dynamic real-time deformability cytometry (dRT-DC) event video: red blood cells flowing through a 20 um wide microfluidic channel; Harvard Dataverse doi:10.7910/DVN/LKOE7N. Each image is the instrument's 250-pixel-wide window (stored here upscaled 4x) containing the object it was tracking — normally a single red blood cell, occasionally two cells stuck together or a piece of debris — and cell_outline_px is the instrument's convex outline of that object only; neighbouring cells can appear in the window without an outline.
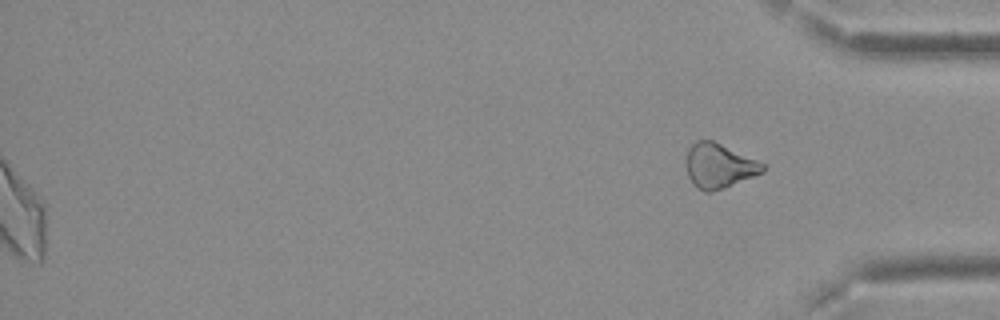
{"species": "Egyptian fruit bat (a non-hibernating species)", "species_latin": "Rousettus aegyptiacus", "temperature_condition": "cold", "stored_images_in_passage": 54, "segment_of_instrument_passage": [2, 2], "camera_frame_rate_fps": 3000, "um_per_image_px": 0.085, "frame": {"image": 1, "passage_image": 54, "time_ms": 17.667, "image_size_px": [1000, 320], "cell_outline_px": [[764, 172], [724, 188], [712, 192], [704, 192], [688, 176], [688, 148], [696, 140], [712, 140], [756, 160], [764, 164]], "centroid_in_image_um": [61.14, 14.09], "position_along_channel_um": 374.1, "area_um2": 19.31}}